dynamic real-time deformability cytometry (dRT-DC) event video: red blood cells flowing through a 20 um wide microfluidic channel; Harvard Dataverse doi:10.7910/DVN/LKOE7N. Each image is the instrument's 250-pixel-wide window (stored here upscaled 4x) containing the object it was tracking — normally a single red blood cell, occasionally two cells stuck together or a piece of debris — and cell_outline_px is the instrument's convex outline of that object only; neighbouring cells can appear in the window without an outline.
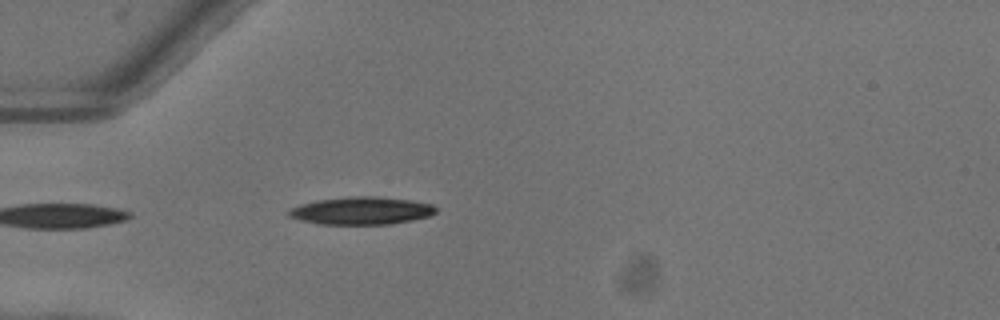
{"species": "common noctule bat (a hibernating species)", "species_latin": "Nyctalus noctula", "temperature_condition": "warm", "stored_images_in_passage": 35, "camera_frame_rate_fps": 3000, "um_per_image_px": 0.085, "animal": {"sex": "female"}, "frame": {"image": 1, "passage_image": 1, "time_ms": 0.0, "image_size_px": [1000, 320], "cell_outline_px": [[436, 212], [428, 216], [412, 220], [392, 224], [320, 224], [300, 220], [288, 216], [284, 212], [300, 204], [316, 200], [348, 196], [380, 196], [408, 200], [432, 204], [436, 208]], "centroid_in_image_um": [30.68, 17.9], "position_along_channel_um": 54.3, "area_um2": 23.81}}
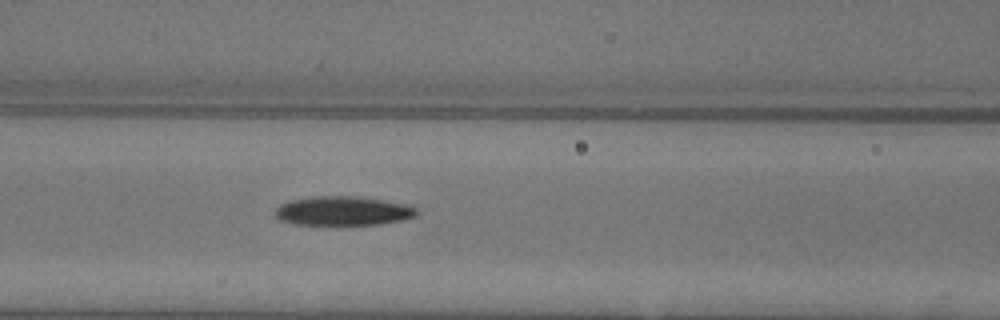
{"frame": {"image": 2, "passage_image": 8, "time_ms": 2.333, "image_size_px": [1000, 320], "cell_outline_px": [[416, 216], [400, 220], [376, 224], [296, 224], [280, 220], [276, 216], [276, 208], [280, 204], [292, 200], [316, 196], [352, 196], [384, 200], [404, 204], [416, 208]], "centroid_in_image_um": [29.13, 17.92], "position_along_channel_um": 137.5, "area_um2": 23.52}}
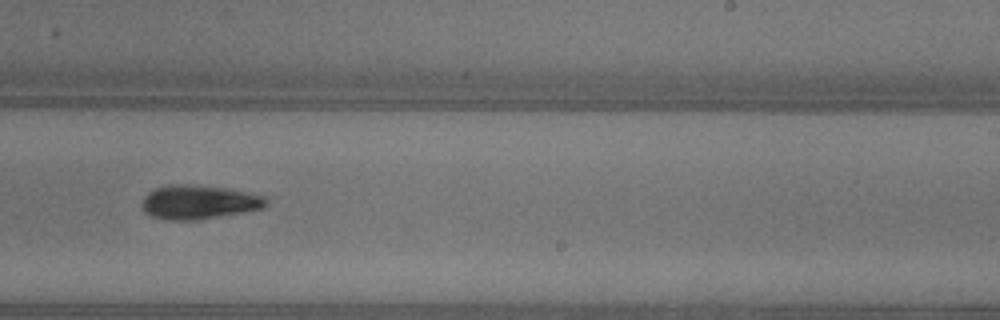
{"frame": {"image": 3, "passage_image": 18, "time_ms": 5.667, "image_size_px": [1000, 320], "cell_outline_px": [[268, 204], [264, 208], [244, 212], [196, 220], [168, 220], [152, 216], [144, 212], [144, 196], [148, 192], [156, 188], [168, 184], [188, 184], [228, 188], [264, 196], [268, 200]], "centroid_in_image_um": [16.93, 17.17], "position_along_channel_um": 272.1, "area_um2": 24.57}, "authors_computed_cell_mechanics": {"area_um2": 23.5824, "velocity_mm_per_s": 4.0458, "shape_relaxation_time_tau1_ms": 2.8208, "shape_relaxation_time_tau2_ms": null, "deformation_change_tau1": 0.1715, "deformation_change_tau2": null}}